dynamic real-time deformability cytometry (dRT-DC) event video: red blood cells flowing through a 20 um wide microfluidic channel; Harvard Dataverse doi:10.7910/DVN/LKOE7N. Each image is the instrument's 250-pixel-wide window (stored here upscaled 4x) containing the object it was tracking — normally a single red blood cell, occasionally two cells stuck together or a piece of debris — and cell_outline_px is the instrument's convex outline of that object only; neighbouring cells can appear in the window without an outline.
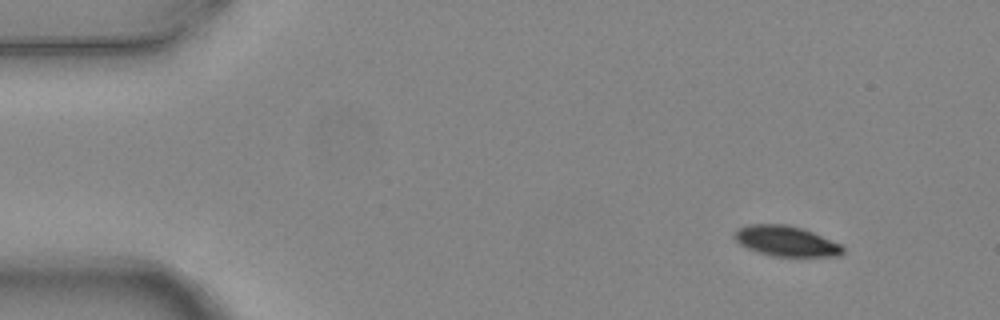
{"species": "common noctule bat (a hibernating species)", "species_latin": "Nyctalus noctula", "temperature_condition": "warm", "stored_images_in_passage": 5, "camera_frame_rate_fps": 3000, "um_per_image_px": 0.085, "animal": {"sex": "female", "body_mass_g": 24.6, "forearm_length_mm": 56.2}, "frame": {"image": 1, "passage_image": 1, "time_ms": 0.0, "image_size_px": [1000, 320], "cell_outline_px": [[844, 252], [840, 256], [772, 256], [756, 252], [740, 244], [732, 236], [736, 228], [748, 224], [788, 224], [804, 228], [840, 244], [844, 248]], "centroid_in_image_um": [66.78, 20.48], "position_along_channel_um": 18.2, "area_um2": 19.36}}
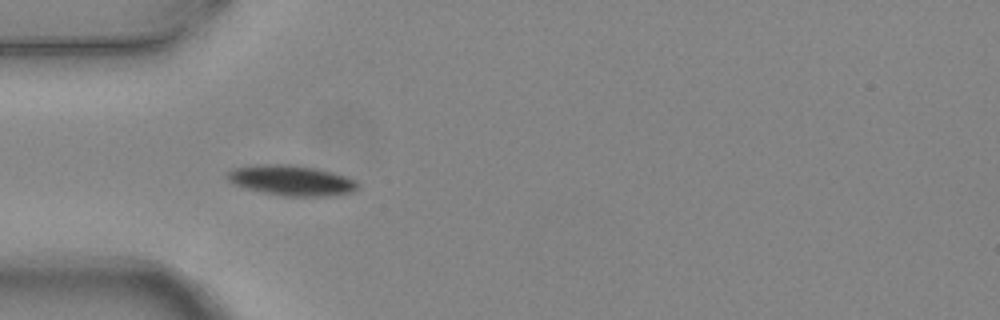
{"frame": {"image": 2, "passage_image": 4, "time_ms": 1.0, "image_size_px": [1000, 320], "cell_outline_px": [[360, 188], [352, 192], [332, 196], [284, 196], [264, 192], [248, 188], [236, 184], [228, 180], [224, 176], [232, 168], [256, 164], [296, 164], [316, 168], [344, 176], [356, 180], [360, 184]], "centroid_in_image_um": [24.8, 15.32], "position_along_channel_um": 60.2, "area_um2": 23.18}}
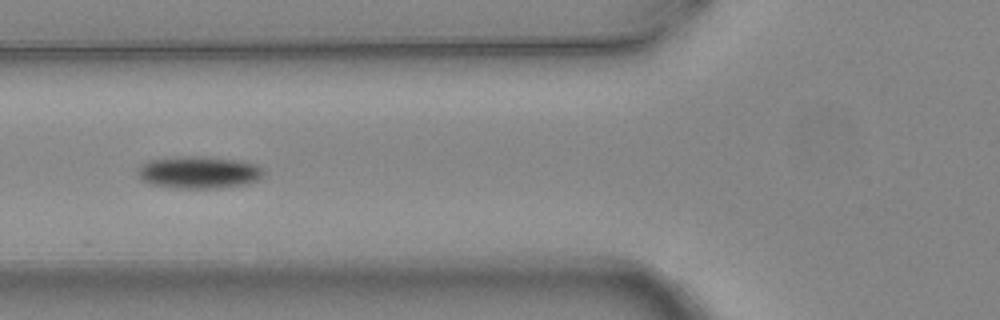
{"frame": {"image": 3, "passage_image": 5, "time_ms": 1.333, "image_size_px": [1000, 320], "cell_outline_px": [[264, 176], [248, 184], [220, 188], [180, 188], [148, 184], [140, 180], [136, 176], [136, 168], [140, 164], [148, 160], [180, 156], [200, 156], [240, 160], [256, 164], [264, 168]], "centroid_in_image_um": [16.86, 14.64], "position_along_channel_um": 108.9, "area_um2": 24.22}}